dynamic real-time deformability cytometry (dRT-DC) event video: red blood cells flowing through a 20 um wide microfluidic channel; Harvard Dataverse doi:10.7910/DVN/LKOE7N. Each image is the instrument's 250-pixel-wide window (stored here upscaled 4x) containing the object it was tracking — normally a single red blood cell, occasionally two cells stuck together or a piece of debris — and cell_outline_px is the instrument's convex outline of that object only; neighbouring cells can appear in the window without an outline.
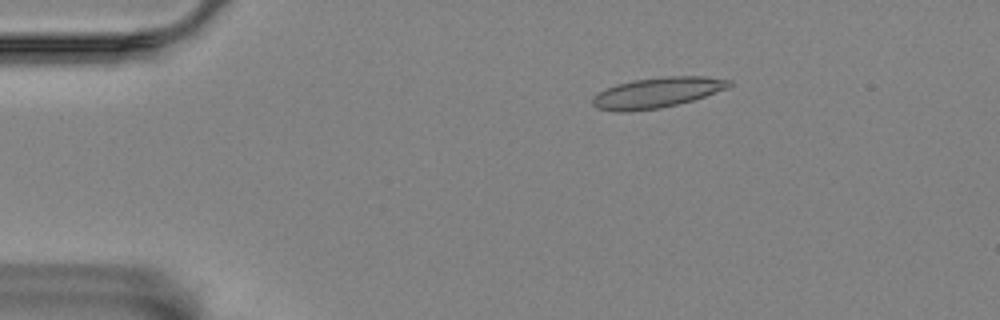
{"species": "Egyptian fruit bat (a non-hibernating species)", "species_latin": "Rousettus aegyptiacus", "temperature_condition": "room temperature", "stored_images_in_passage": 5, "camera_frame_rate_fps": 3000, "um_per_image_px": 0.085, "animal": {"sex": "female"}, "frame": {"image": 1, "passage_image": 3, "time_ms": 2.333, "image_size_px": [1000, 320], "cell_outline_px": [[732, 84], [728, 88], [692, 100], [660, 108], [596, 108], [592, 104], [592, 96], [596, 92], [616, 84], [632, 80], [664, 76], [708, 76], [732, 80]], "centroid_in_image_um": [55.93, 7.8], "position_along_channel_um": 29.1, "area_um2": 23.35}}